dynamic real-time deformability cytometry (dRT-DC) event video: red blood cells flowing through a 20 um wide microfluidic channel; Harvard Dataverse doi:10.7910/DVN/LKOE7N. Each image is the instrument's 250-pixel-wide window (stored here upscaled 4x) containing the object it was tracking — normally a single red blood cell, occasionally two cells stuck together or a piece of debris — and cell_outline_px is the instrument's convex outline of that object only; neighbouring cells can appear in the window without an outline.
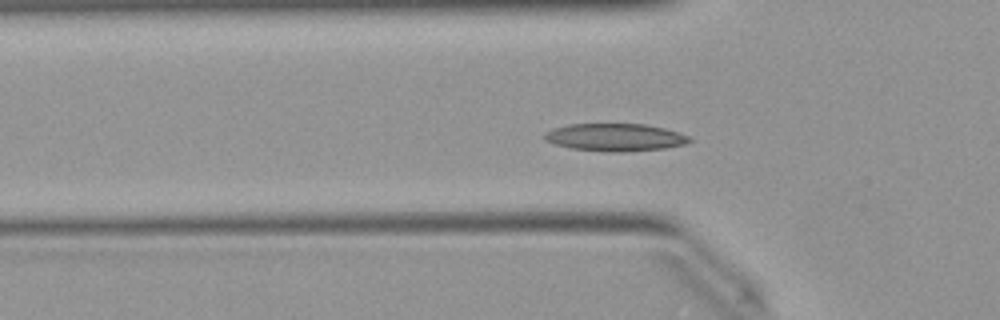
{"species": "Egyptian fruit bat (a non-hibernating species)", "species_latin": "Rousettus aegyptiacus", "temperature_condition": "warm", "stored_images_in_passage": 51, "camera_frame_rate_fps": 3000, "um_per_image_px": 0.085, "animal": {"sex": "female"}, "frame": {"image": 1, "passage_image": 16, "time_ms": 5.0, "image_size_px": [1000, 320], "cell_outline_px": [[692, 140], [684, 144], [664, 148], [628, 152], [608, 152], [572, 148], [556, 144], [544, 140], [544, 132], [552, 128], [568, 124], [644, 124], [664, 128], [680, 132], [688, 136]], "centroid_in_image_um": [52.27, 11.67], "position_along_channel_um": 73.5, "area_um2": 23.35}}
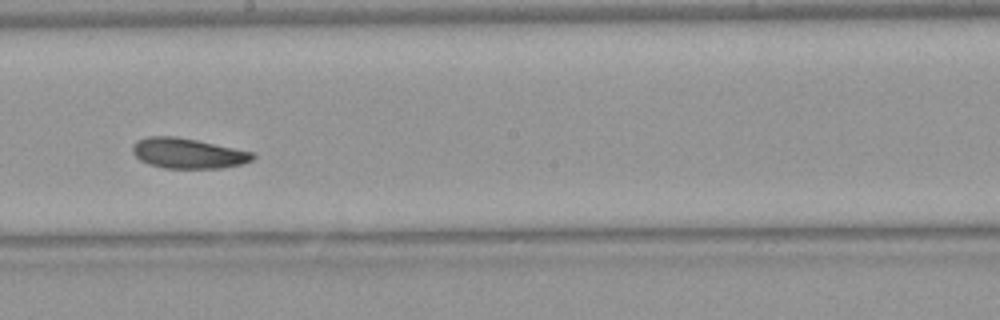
{"frame": {"image": 2, "passage_image": 28, "time_ms": 9.0, "image_size_px": [1000, 320], "cell_outline_px": [[256, 156], [252, 160], [244, 164], [224, 168], [164, 168], [148, 164], [140, 160], [132, 152], [132, 144], [136, 140], [148, 136], [176, 136], [196, 140], [252, 152]], "centroid_in_image_um": [15.95, 13.03], "position_along_channel_um": 232.3, "area_um2": 21.27}}
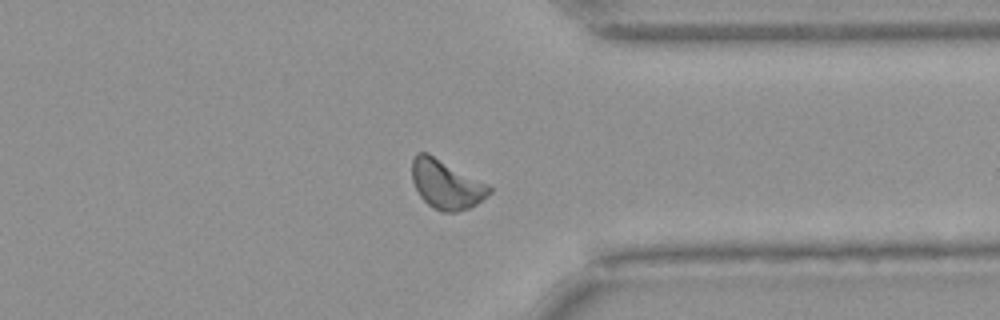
{"frame": {"image": 3, "passage_image": 39, "time_ms": 12.667, "image_size_px": [1000, 320], "cell_outline_px": [[492, 192], [476, 204], [468, 208], [456, 212], [444, 212], [428, 204], [420, 196], [412, 180], [412, 160], [416, 152], [428, 152], [488, 184], [492, 188]], "centroid_in_image_um": [37.93, 15.65], "position_along_channel_um": 373.5, "area_um2": 21.96}, "authors_computed_cell_mechanics": {"area_um2": 21.386, "velocity_mm_per_s": 3.9815, "shape_relaxation_time_tau1_ms": 5.8319, "shape_relaxation_time_tau2_ms": 8.6383, "deformation_change_tau1": 0.1296, "deformation_change_tau2": 0.1545}}